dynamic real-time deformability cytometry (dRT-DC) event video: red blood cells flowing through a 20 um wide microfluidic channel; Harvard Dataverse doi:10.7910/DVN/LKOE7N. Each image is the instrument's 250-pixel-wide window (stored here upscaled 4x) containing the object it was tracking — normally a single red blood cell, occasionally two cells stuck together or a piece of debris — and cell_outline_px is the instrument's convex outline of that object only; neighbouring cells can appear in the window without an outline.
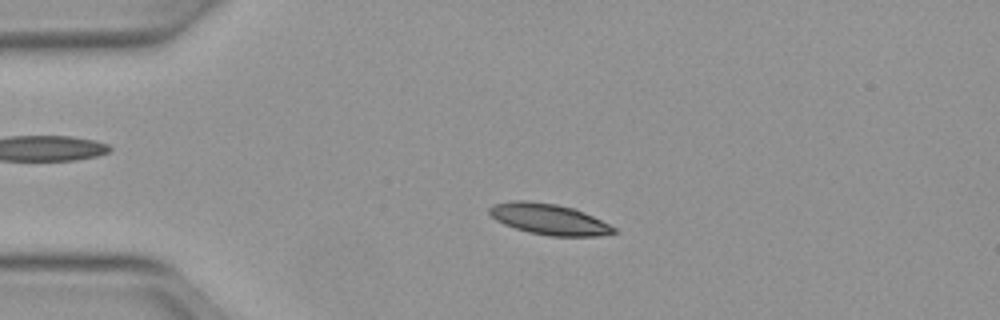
{"species": "Egyptian fruit bat (a non-hibernating species)", "species_latin": "Rousettus aegyptiacus", "temperature_condition": "warm", "stored_images_in_passage": 50, "camera_frame_rate_fps": 3000, "um_per_image_px": 0.085, "animal": {"sex": "female"}, "frame": {"image": 1, "passage_image": 11, "time_ms": 3.333, "image_size_px": [1000, 320], "cell_outline_px": [[616, 232], [596, 236], [548, 236], [528, 232], [504, 224], [496, 220], [488, 212], [488, 208], [492, 204], [512, 200], [528, 200], [556, 204], [576, 208], [616, 228]], "centroid_in_image_um": [46.62, 18.62], "position_along_channel_um": 38.4, "area_um2": 22.43}}
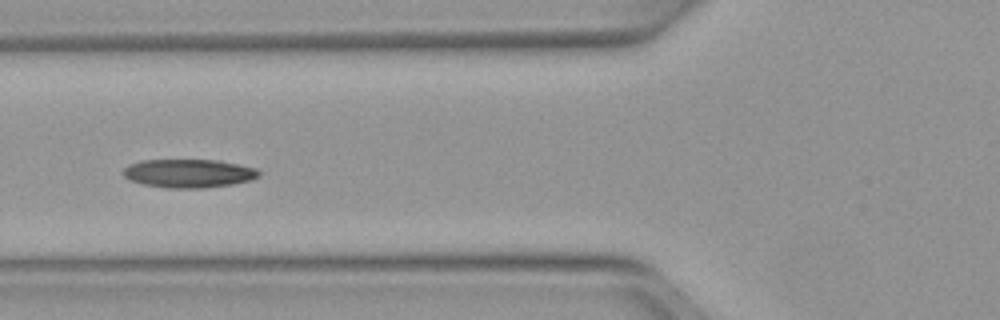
{"frame": {"image": 2, "passage_image": 19, "time_ms": 6.0, "image_size_px": [1000, 320], "cell_outline_px": [[260, 176], [252, 180], [232, 184], [204, 188], [164, 188], [144, 184], [128, 180], [120, 172], [128, 164], [140, 160], [220, 160], [256, 168], [260, 172]], "centroid_in_image_um": [16.01, 14.73], "position_along_channel_um": 109.8, "area_um2": 22.83}}
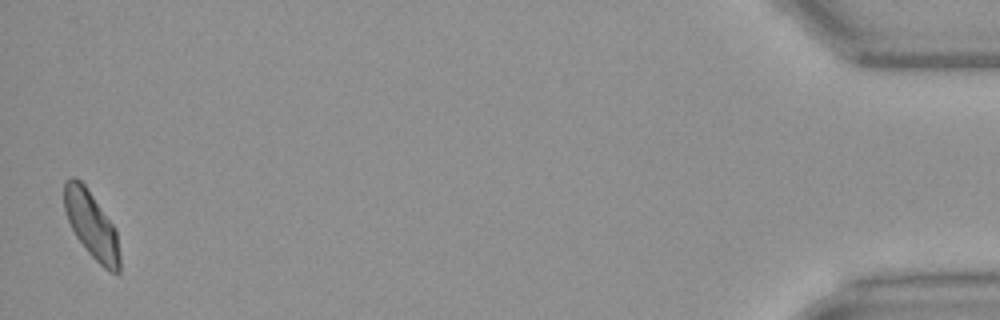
{"frame": {"image": 3, "passage_image": 50, "time_ms": 16.333, "image_size_px": [1000, 320], "cell_outline_px": [[120, 272], [112, 272], [104, 268], [88, 252], [76, 236], [68, 220], [64, 208], [64, 180], [72, 176], [76, 176], [84, 184], [116, 228], [120, 256]], "centroid_in_image_um": [7.78, 19.09], "position_along_channel_um": 427.4, "area_um2": 21.5}, "authors_computed_cell_mechanics": {"area_um2": 21.9062, "velocity_mm_per_s": 3.9769, "shape_relaxation_time_tau1_ms": 3.2266, "shape_relaxation_time_tau2_ms": 3.9581, "deformation_change_tau1": 0.1397, "deformation_change_tau2": 0.0895}}